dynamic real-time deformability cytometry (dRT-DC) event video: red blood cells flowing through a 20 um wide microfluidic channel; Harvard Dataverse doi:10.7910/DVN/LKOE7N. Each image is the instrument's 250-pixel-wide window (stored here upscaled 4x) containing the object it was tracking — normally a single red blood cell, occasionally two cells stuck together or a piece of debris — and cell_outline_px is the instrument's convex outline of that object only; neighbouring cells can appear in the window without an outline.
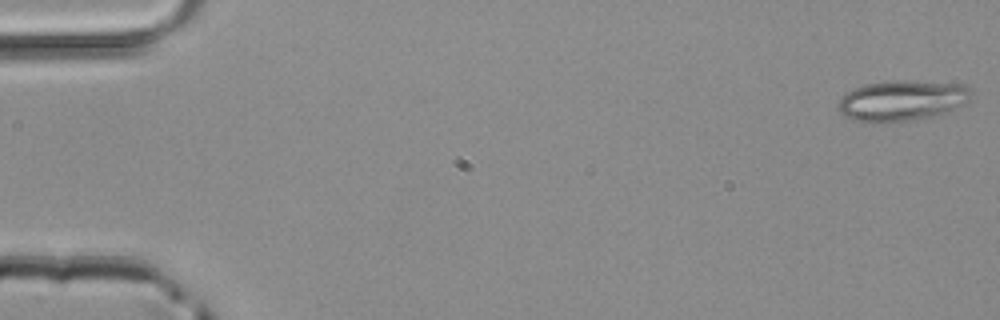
{"species": "common noctule bat (a hibernating species)", "species_latin": "Nyctalus noctula", "temperature_condition": "room temperature", "stored_images_in_passage": 48, "camera_frame_rate_fps": 3000, "um_per_image_px": 0.085, "animal": {"sex": "male", "body_mass_g": 20.4}, "frame": {"image": 1, "passage_image": 1, "time_ms": 0.0, "image_size_px": [1000, 320], "cell_outline_px": [[972, 92], [968, 104], [936, 116], [908, 120], [876, 124], [868, 124], [852, 120], [844, 116], [836, 108], [840, 100], [852, 88], [864, 84], [900, 80], [904, 80], [964, 84], [972, 88]], "centroid_in_image_um": [76.68, 8.57], "position_along_channel_um": 8.3, "area_um2": 32.14}}
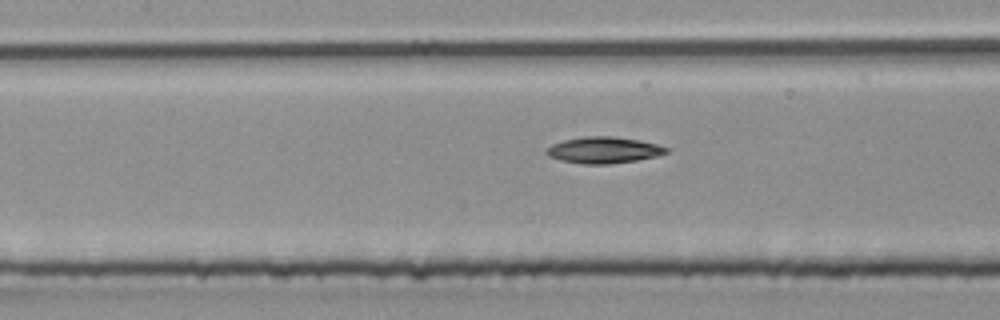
{"frame": {"image": 2, "passage_image": 22, "time_ms": 7.0, "image_size_px": [1000, 320], "cell_outline_px": [[672, 152], [656, 156], [636, 160], [612, 164], [580, 164], [560, 160], [548, 156], [544, 152], [544, 148], [552, 144], [564, 140], [584, 136], [612, 136], [640, 140], [672, 148]], "centroid_in_image_um": [51.32, 12.76], "position_along_channel_um": 156.1, "area_um2": 18.79}}
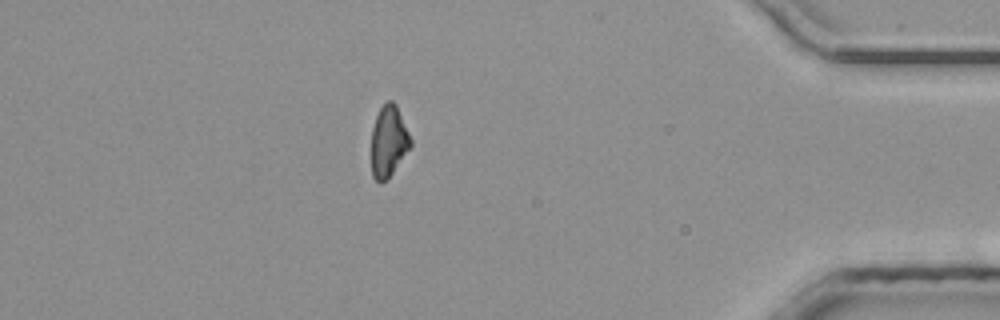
{"frame": {"image": 3, "passage_image": 42, "time_ms": 13.667, "image_size_px": [1000, 320], "cell_outline_px": [[412, 144], [392, 172], [380, 184], [372, 176], [372, 128], [376, 116], [380, 108], [388, 100], [392, 100], [396, 104], [412, 140]], "centroid_in_image_um": [33.02, 11.98], "position_along_channel_um": 402.2, "area_um2": 15.95}}